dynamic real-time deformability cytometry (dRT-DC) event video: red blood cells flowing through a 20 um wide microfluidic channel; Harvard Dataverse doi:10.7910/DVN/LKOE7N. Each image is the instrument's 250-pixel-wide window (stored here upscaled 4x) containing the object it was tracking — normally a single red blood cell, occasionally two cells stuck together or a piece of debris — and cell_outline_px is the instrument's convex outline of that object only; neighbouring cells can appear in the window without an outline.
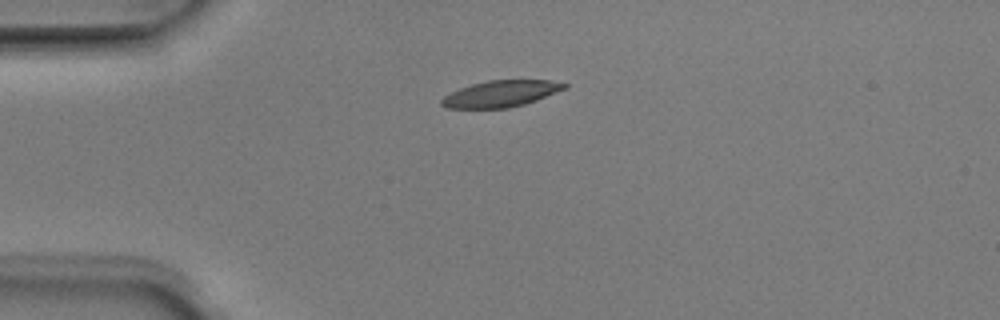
{"species": "Egyptian fruit bat (a non-hibernating species)", "species_latin": "Rousettus aegyptiacus", "temperature_condition": "room temperature", "stored_images_in_passage": 3, "camera_frame_rate_fps": 3000, "um_per_image_px": 0.085, "animal": {"sex": "male"}, "frame": {"image": 1, "passage_image": 1, "time_ms": 0.0, "image_size_px": [1000, 320], "cell_outline_px": [[568, 88], [536, 100], [524, 104], [508, 108], [448, 108], [440, 104], [440, 100], [444, 96], [460, 88], [472, 84], [488, 80], [548, 80], [568, 84]], "centroid_in_image_um": [42.58, 7.96], "position_along_channel_um": 42.4, "area_um2": 18.84}}
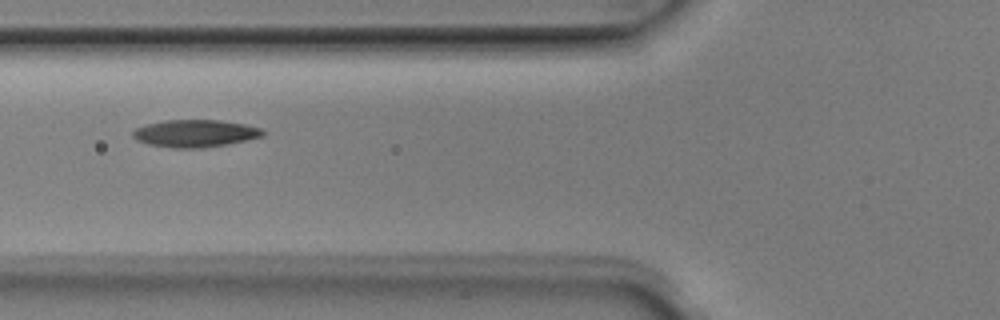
{"frame": {"image": 2, "passage_image": 3, "time_ms": 0.667, "image_size_px": [1000, 320], "cell_outline_px": [[264, 136], [248, 140], [228, 144], [204, 148], [172, 148], [148, 144], [136, 140], [132, 136], [132, 132], [136, 128], [148, 124], [164, 120], [220, 120], [244, 124], [260, 128], [264, 132]], "centroid_in_image_um": [16.59, 11.34], "position_along_channel_um": 109.2, "area_um2": 20.81}}